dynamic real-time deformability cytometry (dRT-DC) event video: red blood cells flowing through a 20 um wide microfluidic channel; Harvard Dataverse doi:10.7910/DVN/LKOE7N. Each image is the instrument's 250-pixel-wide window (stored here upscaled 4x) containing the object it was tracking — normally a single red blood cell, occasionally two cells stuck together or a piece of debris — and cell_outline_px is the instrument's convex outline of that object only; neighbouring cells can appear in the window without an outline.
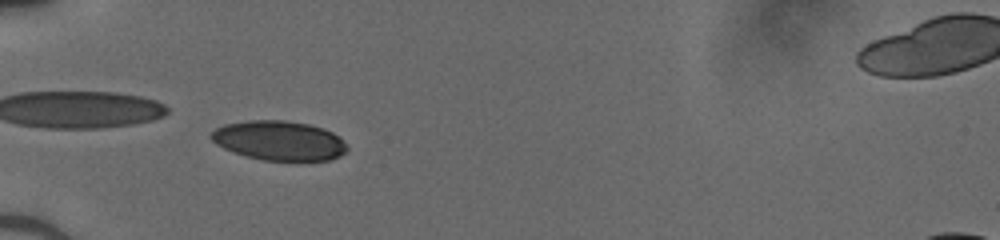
{"species": "human", "species_latin": "Homo sapiens", "temperature_condition": "cold", "stored_images_in_passage": 47, "camera_frame_rate_fps": 3000, "um_per_image_px": 0.085, "donor": {"sex": "male"}, "frame": {"image": 1, "passage_image": 14, "time_ms": 4.333, "image_size_px": [1000, 240], "cell_outline_px": [[348, 148], [340, 156], [328, 160], [264, 160], [248, 156], [224, 148], [216, 144], [208, 136], [216, 128], [224, 124], [248, 120], [284, 120], [308, 124], [324, 128], [332, 132]], "centroid_in_image_um": [23.69, 11.93], "position_along_channel_um": 61.3, "area_um2": 30.92}}
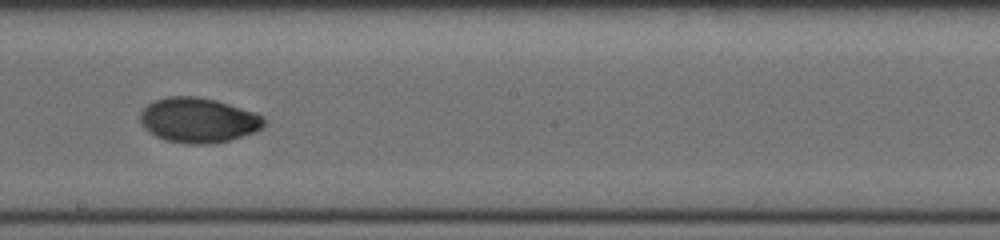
{"frame": {"image": 2, "passage_image": 27, "time_ms": 8.667, "image_size_px": [1000, 240], "cell_outline_px": [[264, 124], [256, 132], [228, 140], [212, 144], [192, 144], [164, 140], [148, 132], [140, 124], [140, 112], [148, 104], [156, 100], [168, 96], [196, 96], [216, 100], [256, 112], [264, 116]], "centroid_in_image_um": [16.84, 10.21], "position_along_channel_um": 231.4, "area_um2": 32.54}}
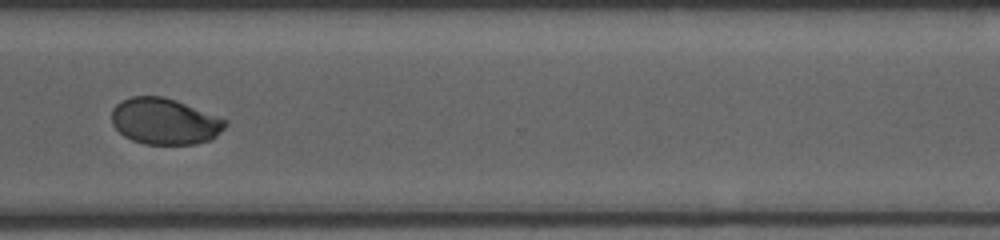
{"frame": {"image": 3, "passage_image": 36, "time_ms": 11.667, "image_size_px": [1000, 240], "cell_outline_px": [[228, 124], [212, 140], [196, 144], [144, 144], [132, 140], [124, 136], [112, 124], [112, 108], [120, 100], [132, 96], [164, 96], [176, 100], [220, 116], [228, 120]], "centroid_in_image_um": [14.02, 10.31], "position_along_channel_um": 356.6, "area_um2": 30.98}}